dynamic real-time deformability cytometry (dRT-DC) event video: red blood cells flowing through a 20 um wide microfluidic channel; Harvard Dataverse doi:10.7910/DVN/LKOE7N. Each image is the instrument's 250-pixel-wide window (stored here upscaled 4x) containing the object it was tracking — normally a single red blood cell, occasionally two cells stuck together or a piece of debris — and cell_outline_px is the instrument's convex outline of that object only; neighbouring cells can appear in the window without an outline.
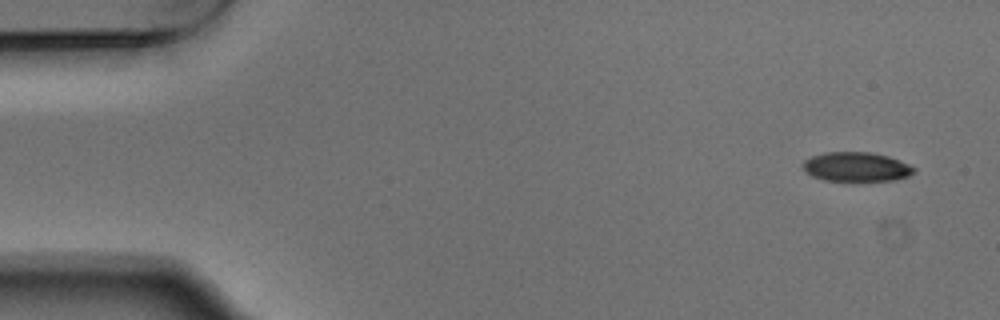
{"species": "Egyptian fruit bat (a non-hibernating species)", "species_latin": "Rousettus aegyptiacus", "temperature_condition": "warm", "stored_images_in_passage": 6, "camera_frame_rate_fps": 3000, "um_per_image_px": 0.085, "animal": {"sex": "male"}, "frame": {"image": 1, "passage_image": 1, "time_ms": 0.0, "image_size_px": [1000, 320], "cell_outline_px": [[916, 172], [908, 176], [896, 180], [824, 180], [812, 176], [804, 172], [804, 160], [812, 156], [824, 152], [868, 152], [888, 156], [908, 164], [916, 168]], "centroid_in_image_um": [72.79, 14.18], "position_along_channel_um": 12.2, "area_um2": 18.84}}
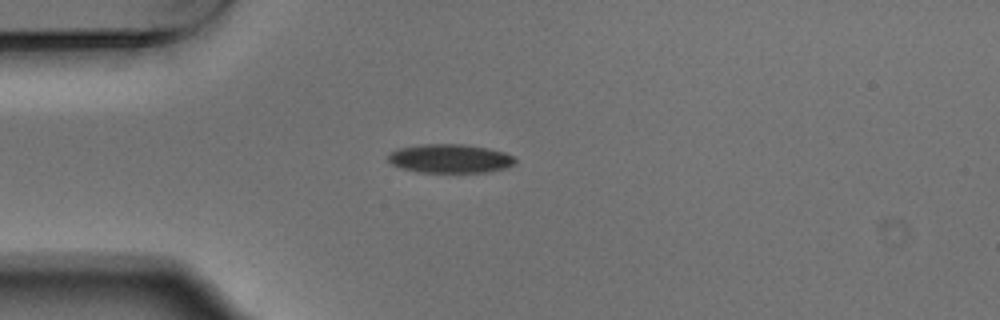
{"frame": {"image": 2, "passage_image": 4, "time_ms": 1.0, "image_size_px": [1000, 320], "cell_outline_px": [[516, 160], [512, 164], [504, 168], [488, 172], [416, 172], [400, 168], [392, 164], [388, 160], [388, 156], [396, 148], [420, 144], [464, 144], [488, 148], [504, 152], [512, 156]], "centroid_in_image_um": [38.21, 13.47], "position_along_channel_um": 46.8, "area_um2": 21.33}}
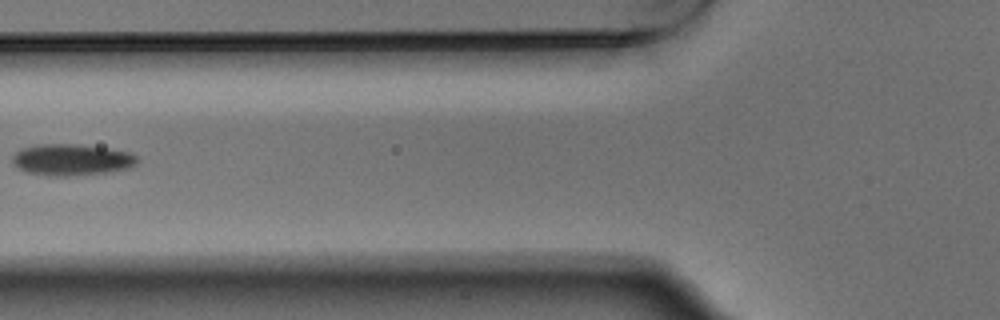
{"frame": {"image": 3, "passage_image": 6, "time_ms": 1.667, "image_size_px": [1000, 320], "cell_outline_px": [[140, 160], [132, 168], [108, 172], [68, 176], [52, 176], [28, 172], [12, 164], [12, 156], [20, 148], [36, 144], [80, 144], [132, 152]], "centroid_in_image_um": [6.12, 13.57], "position_along_channel_um": 119.7, "area_um2": 23.12}}